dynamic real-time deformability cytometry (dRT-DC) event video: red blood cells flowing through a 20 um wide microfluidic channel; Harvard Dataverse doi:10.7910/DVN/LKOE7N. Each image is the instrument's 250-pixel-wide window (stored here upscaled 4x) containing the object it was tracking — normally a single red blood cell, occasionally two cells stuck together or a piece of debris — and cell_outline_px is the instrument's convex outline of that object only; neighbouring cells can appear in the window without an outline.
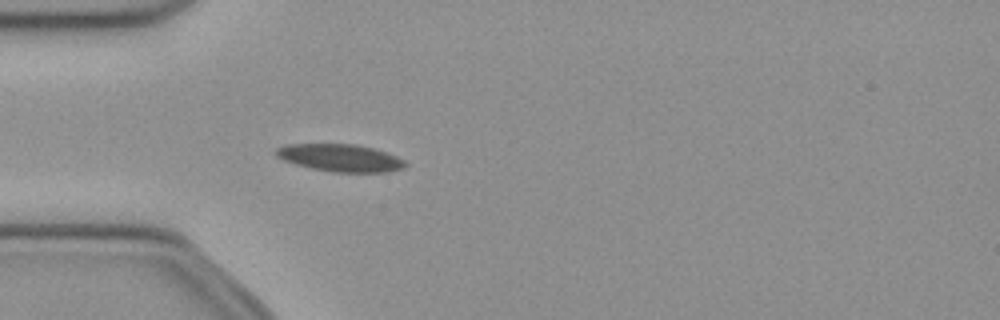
{"species": "common noctule bat (a hibernating species)", "species_latin": "Nyctalus noctula", "temperature_condition": "cold", "stored_images_in_passage": 45, "camera_frame_rate_fps": 3000, "um_per_image_px": 0.085, "animal": {"sex": "female", "body_mass_g": 21.9}, "frame": {"image": 1, "passage_image": 8, "time_ms": 2.333, "image_size_px": [1000, 320], "cell_outline_px": [[408, 164], [404, 168], [388, 172], [332, 172], [312, 168], [296, 164], [284, 160], [276, 156], [276, 148], [288, 144], [356, 144], [372, 148], [396, 156], [404, 160]], "centroid_in_image_um": [28.94, 13.42], "position_along_channel_um": 56.1, "area_um2": 20.52}}
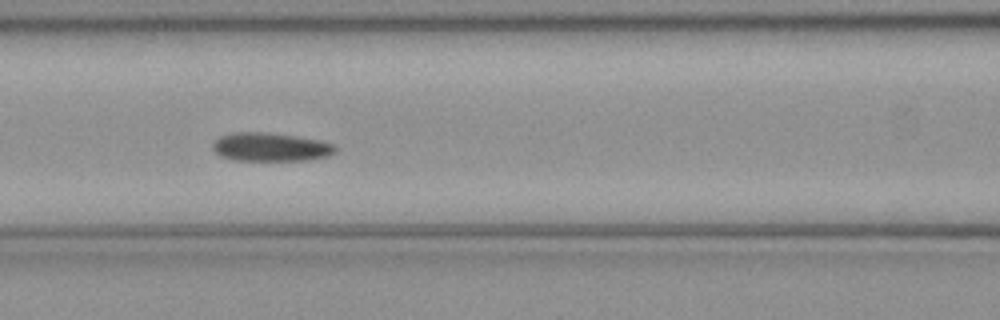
{"frame": {"image": 2, "passage_image": 15, "time_ms": 4.667, "image_size_px": [1000, 320], "cell_outline_px": [[340, 148], [336, 152], [328, 156], [308, 160], [236, 160], [220, 156], [212, 148], [212, 144], [220, 136], [232, 132], [268, 132], [296, 136], [320, 140], [332, 144]], "centroid_in_image_um": [23.02, 12.49], "position_along_channel_um": 143.6, "area_um2": 20.52}}
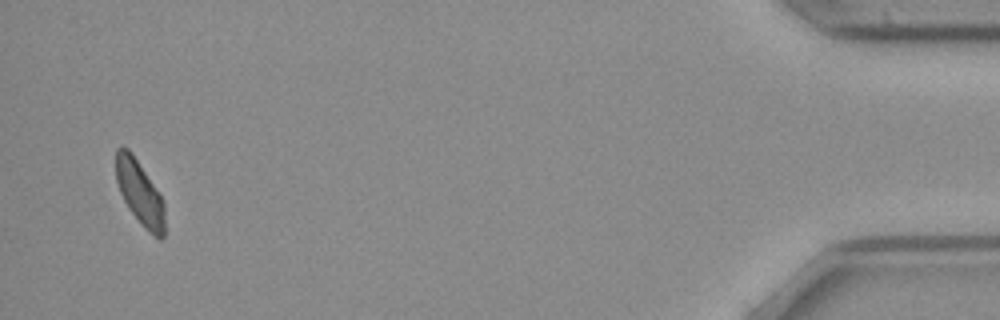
{"frame": {"image": 3, "passage_image": 43, "time_ms": 14.0, "image_size_px": [1000, 320], "cell_outline_px": [[164, 236], [160, 240], [148, 232], [144, 228], [128, 208], [120, 192], [116, 180], [116, 148], [128, 148], [132, 152], [160, 196], [164, 204]], "centroid_in_image_um": [11.87, 16.42], "position_along_channel_um": 423.3, "area_um2": 17.98}, "authors_computed_cell_mechanics": {"area_um2": 20.23, "velocity_mm_per_s": 3.938, "shape_relaxation_time_tau1_ms": null, "shape_relaxation_time_tau2_ms": 9.6491, "deformation_change_tau1": null, "deformation_change_tau2": 0.147}}